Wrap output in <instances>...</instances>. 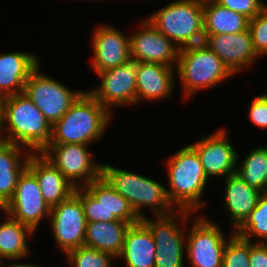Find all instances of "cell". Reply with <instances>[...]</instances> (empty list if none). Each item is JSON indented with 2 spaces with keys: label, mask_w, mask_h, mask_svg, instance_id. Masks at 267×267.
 Segmentation results:
<instances>
[{
  "label": "cell",
  "mask_w": 267,
  "mask_h": 267,
  "mask_svg": "<svg viewBox=\"0 0 267 267\" xmlns=\"http://www.w3.org/2000/svg\"><path fill=\"white\" fill-rule=\"evenodd\" d=\"M252 44L259 57L267 55V5L253 19L249 20Z\"/></svg>",
  "instance_id": "1f68e13d"
},
{
  "label": "cell",
  "mask_w": 267,
  "mask_h": 267,
  "mask_svg": "<svg viewBox=\"0 0 267 267\" xmlns=\"http://www.w3.org/2000/svg\"><path fill=\"white\" fill-rule=\"evenodd\" d=\"M101 176L128 201L140 220L146 216L141 212L144 206L155 216L170 215L177 210L168 198L167 187L159 181L106 163H102Z\"/></svg>",
  "instance_id": "277c9868"
},
{
  "label": "cell",
  "mask_w": 267,
  "mask_h": 267,
  "mask_svg": "<svg viewBox=\"0 0 267 267\" xmlns=\"http://www.w3.org/2000/svg\"><path fill=\"white\" fill-rule=\"evenodd\" d=\"M204 35L235 34L249 28V18L220 6L214 0H203Z\"/></svg>",
  "instance_id": "4316f807"
},
{
  "label": "cell",
  "mask_w": 267,
  "mask_h": 267,
  "mask_svg": "<svg viewBox=\"0 0 267 267\" xmlns=\"http://www.w3.org/2000/svg\"><path fill=\"white\" fill-rule=\"evenodd\" d=\"M267 99V93L262 94Z\"/></svg>",
  "instance_id": "74e56055"
},
{
  "label": "cell",
  "mask_w": 267,
  "mask_h": 267,
  "mask_svg": "<svg viewBox=\"0 0 267 267\" xmlns=\"http://www.w3.org/2000/svg\"><path fill=\"white\" fill-rule=\"evenodd\" d=\"M130 223L121 220L112 222H90L86 225L84 245L99 251L119 256Z\"/></svg>",
  "instance_id": "d4e9b609"
},
{
  "label": "cell",
  "mask_w": 267,
  "mask_h": 267,
  "mask_svg": "<svg viewBox=\"0 0 267 267\" xmlns=\"http://www.w3.org/2000/svg\"><path fill=\"white\" fill-rule=\"evenodd\" d=\"M142 63L130 57L123 65L97 73L101 83L88 92L111 114L115 107L136 105V76Z\"/></svg>",
  "instance_id": "8fae6325"
},
{
  "label": "cell",
  "mask_w": 267,
  "mask_h": 267,
  "mask_svg": "<svg viewBox=\"0 0 267 267\" xmlns=\"http://www.w3.org/2000/svg\"><path fill=\"white\" fill-rule=\"evenodd\" d=\"M224 209L229 211L234 232L245 222L250 213L257 206L262 192L249 186L236 173L228 175L225 179Z\"/></svg>",
  "instance_id": "7402d4cb"
},
{
  "label": "cell",
  "mask_w": 267,
  "mask_h": 267,
  "mask_svg": "<svg viewBox=\"0 0 267 267\" xmlns=\"http://www.w3.org/2000/svg\"><path fill=\"white\" fill-rule=\"evenodd\" d=\"M220 6L243 14L249 19L256 17L267 5L262 0H214Z\"/></svg>",
  "instance_id": "d6a6232c"
},
{
  "label": "cell",
  "mask_w": 267,
  "mask_h": 267,
  "mask_svg": "<svg viewBox=\"0 0 267 267\" xmlns=\"http://www.w3.org/2000/svg\"><path fill=\"white\" fill-rule=\"evenodd\" d=\"M239 164V165H238ZM236 174L249 186L267 192V146L252 149L242 162L237 163Z\"/></svg>",
  "instance_id": "83f0119b"
},
{
  "label": "cell",
  "mask_w": 267,
  "mask_h": 267,
  "mask_svg": "<svg viewBox=\"0 0 267 267\" xmlns=\"http://www.w3.org/2000/svg\"><path fill=\"white\" fill-rule=\"evenodd\" d=\"M2 267H41L33 264H25V263H14V264H3Z\"/></svg>",
  "instance_id": "8d00e7d4"
},
{
  "label": "cell",
  "mask_w": 267,
  "mask_h": 267,
  "mask_svg": "<svg viewBox=\"0 0 267 267\" xmlns=\"http://www.w3.org/2000/svg\"><path fill=\"white\" fill-rule=\"evenodd\" d=\"M39 64V59L29 52L0 53V96L23 93L25 82Z\"/></svg>",
  "instance_id": "44dd1931"
},
{
  "label": "cell",
  "mask_w": 267,
  "mask_h": 267,
  "mask_svg": "<svg viewBox=\"0 0 267 267\" xmlns=\"http://www.w3.org/2000/svg\"><path fill=\"white\" fill-rule=\"evenodd\" d=\"M191 214L193 212L189 210H176L170 215L155 216L154 219L145 216L141 219L155 241V267H184L187 237L185 224L189 222Z\"/></svg>",
  "instance_id": "52a82bcc"
},
{
  "label": "cell",
  "mask_w": 267,
  "mask_h": 267,
  "mask_svg": "<svg viewBox=\"0 0 267 267\" xmlns=\"http://www.w3.org/2000/svg\"><path fill=\"white\" fill-rule=\"evenodd\" d=\"M156 245L149 228L140 220L128 228L118 259L125 267H155Z\"/></svg>",
  "instance_id": "cb8c5ba5"
},
{
  "label": "cell",
  "mask_w": 267,
  "mask_h": 267,
  "mask_svg": "<svg viewBox=\"0 0 267 267\" xmlns=\"http://www.w3.org/2000/svg\"><path fill=\"white\" fill-rule=\"evenodd\" d=\"M248 117L258 128L267 129V99L262 94L251 100Z\"/></svg>",
  "instance_id": "836d02e7"
},
{
  "label": "cell",
  "mask_w": 267,
  "mask_h": 267,
  "mask_svg": "<svg viewBox=\"0 0 267 267\" xmlns=\"http://www.w3.org/2000/svg\"><path fill=\"white\" fill-rule=\"evenodd\" d=\"M166 161L169 186L166 191L175 209L192 212L204 209L207 203L202 201V195L209 179L197 151L188 144Z\"/></svg>",
  "instance_id": "7a4b0ae2"
},
{
  "label": "cell",
  "mask_w": 267,
  "mask_h": 267,
  "mask_svg": "<svg viewBox=\"0 0 267 267\" xmlns=\"http://www.w3.org/2000/svg\"><path fill=\"white\" fill-rule=\"evenodd\" d=\"M81 200L87 223L124 221L131 225L140 221L128 201L100 176L74 192Z\"/></svg>",
  "instance_id": "ba28073f"
},
{
  "label": "cell",
  "mask_w": 267,
  "mask_h": 267,
  "mask_svg": "<svg viewBox=\"0 0 267 267\" xmlns=\"http://www.w3.org/2000/svg\"><path fill=\"white\" fill-rule=\"evenodd\" d=\"M88 145L49 144L41 153L76 187H85L101 176L102 163L93 159Z\"/></svg>",
  "instance_id": "7c38bea8"
},
{
  "label": "cell",
  "mask_w": 267,
  "mask_h": 267,
  "mask_svg": "<svg viewBox=\"0 0 267 267\" xmlns=\"http://www.w3.org/2000/svg\"><path fill=\"white\" fill-rule=\"evenodd\" d=\"M235 234L246 241L256 238V243H267V192L260 195L257 206Z\"/></svg>",
  "instance_id": "f1b7e54d"
},
{
  "label": "cell",
  "mask_w": 267,
  "mask_h": 267,
  "mask_svg": "<svg viewBox=\"0 0 267 267\" xmlns=\"http://www.w3.org/2000/svg\"><path fill=\"white\" fill-rule=\"evenodd\" d=\"M27 168L36 176L50 208L68 199L76 187L42 153H31Z\"/></svg>",
  "instance_id": "d6986e66"
},
{
  "label": "cell",
  "mask_w": 267,
  "mask_h": 267,
  "mask_svg": "<svg viewBox=\"0 0 267 267\" xmlns=\"http://www.w3.org/2000/svg\"><path fill=\"white\" fill-rule=\"evenodd\" d=\"M112 115L88 90H85L63 117L52 126L49 144L91 145L105 135Z\"/></svg>",
  "instance_id": "3957f363"
},
{
  "label": "cell",
  "mask_w": 267,
  "mask_h": 267,
  "mask_svg": "<svg viewBox=\"0 0 267 267\" xmlns=\"http://www.w3.org/2000/svg\"><path fill=\"white\" fill-rule=\"evenodd\" d=\"M31 153L23 146L0 141V210L12 199L19 176L27 168Z\"/></svg>",
  "instance_id": "603a6c76"
},
{
  "label": "cell",
  "mask_w": 267,
  "mask_h": 267,
  "mask_svg": "<svg viewBox=\"0 0 267 267\" xmlns=\"http://www.w3.org/2000/svg\"><path fill=\"white\" fill-rule=\"evenodd\" d=\"M176 71L186 100L200 90L218 86L234 76L221 58L204 42L180 48Z\"/></svg>",
  "instance_id": "8992f818"
},
{
  "label": "cell",
  "mask_w": 267,
  "mask_h": 267,
  "mask_svg": "<svg viewBox=\"0 0 267 267\" xmlns=\"http://www.w3.org/2000/svg\"><path fill=\"white\" fill-rule=\"evenodd\" d=\"M186 237V259L191 267H222L228 239L221 227L206 217L191 221Z\"/></svg>",
  "instance_id": "9c48e42d"
},
{
  "label": "cell",
  "mask_w": 267,
  "mask_h": 267,
  "mask_svg": "<svg viewBox=\"0 0 267 267\" xmlns=\"http://www.w3.org/2000/svg\"><path fill=\"white\" fill-rule=\"evenodd\" d=\"M48 220L61 252L66 254L84 245L87 221L83 204L75 193L52 207Z\"/></svg>",
  "instance_id": "5bb4252c"
},
{
  "label": "cell",
  "mask_w": 267,
  "mask_h": 267,
  "mask_svg": "<svg viewBox=\"0 0 267 267\" xmlns=\"http://www.w3.org/2000/svg\"><path fill=\"white\" fill-rule=\"evenodd\" d=\"M2 113H3V97L0 96V141L4 140L3 134V119H2ZM2 132V133H1Z\"/></svg>",
  "instance_id": "d590c367"
},
{
  "label": "cell",
  "mask_w": 267,
  "mask_h": 267,
  "mask_svg": "<svg viewBox=\"0 0 267 267\" xmlns=\"http://www.w3.org/2000/svg\"><path fill=\"white\" fill-rule=\"evenodd\" d=\"M92 35V70L97 74L125 64L131 57L130 35L124 36L113 25L96 26Z\"/></svg>",
  "instance_id": "e0dca14e"
},
{
  "label": "cell",
  "mask_w": 267,
  "mask_h": 267,
  "mask_svg": "<svg viewBox=\"0 0 267 267\" xmlns=\"http://www.w3.org/2000/svg\"><path fill=\"white\" fill-rule=\"evenodd\" d=\"M213 133L190 145L197 151L208 179H225L228 175L236 173L239 156L232 141L227 138L225 128Z\"/></svg>",
  "instance_id": "9a60e30c"
},
{
  "label": "cell",
  "mask_w": 267,
  "mask_h": 267,
  "mask_svg": "<svg viewBox=\"0 0 267 267\" xmlns=\"http://www.w3.org/2000/svg\"><path fill=\"white\" fill-rule=\"evenodd\" d=\"M130 36L131 57L146 63L176 67L179 48L160 33L146 18Z\"/></svg>",
  "instance_id": "2e32d148"
},
{
  "label": "cell",
  "mask_w": 267,
  "mask_h": 267,
  "mask_svg": "<svg viewBox=\"0 0 267 267\" xmlns=\"http://www.w3.org/2000/svg\"><path fill=\"white\" fill-rule=\"evenodd\" d=\"M250 241L234 234L226 243L222 267H250Z\"/></svg>",
  "instance_id": "4dcf8cb0"
},
{
  "label": "cell",
  "mask_w": 267,
  "mask_h": 267,
  "mask_svg": "<svg viewBox=\"0 0 267 267\" xmlns=\"http://www.w3.org/2000/svg\"><path fill=\"white\" fill-rule=\"evenodd\" d=\"M204 44L221 58L235 76L259 58L253 48L249 29L235 34L204 35Z\"/></svg>",
  "instance_id": "ac0fdd59"
},
{
  "label": "cell",
  "mask_w": 267,
  "mask_h": 267,
  "mask_svg": "<svg viewBox=\"0 0 267 267\" xmlns=\"http://www.w3.org/2000/svg\"><path fill=\"white\" fill-rule=\"evenodd\" d=\"M39 66L25 82L24 92L52 126L63 117L84 91L73 92L62 82L40 72Z\"/></svg>",
  "instance_id": "30bf717a"
},
{
  "label": "cell",
  "mask_w": 267,
  "mask_h": 267,
  "mask_svg": "<svg viewBox=\"0 0 267 267\" xmlns=\"http://www.w3.org/2000/svg\"><path fill=\"white\" fill-rule=\"evenodd\" d=\"M2 119L4 141L32 153H41L49 145L52 124L25 93L3 98Z\"/></svg>",
  "instance_id": "6da1fadb"
},
{
  "label": "cell",
  "mask_w": 267,
  "mask_h": 267,
  "mask_svg": "<svg viewBox=\"0 0 267 267\" xmlns=\"http://www.w3.org/2000/svg\"><path fill=\"white\" fill-rule=\"evenodd\" d=\"M0 211L34 232L44 216L45 219L50 216L51 208L42 196L36 176L28 168L19 176L12 199Z\"/></svg>",
  "instance_id": "4fadbf2b"
},
{
  "label": "cell",
  "mask_w": 267,
  "mask_h": 267,
  "mask_svg": "<svg viewBox=\"0 0 267 267\" xmlns=\"http://www.w3.org/2000/svg\"><path fill=\"white\" fill-rule=\"evenodd\" d=\"M250 267H267V243L250 242Z\"/></svg>",
  "instance_id": "e575fe53"
},
{
  "label": "cell",
  "mask_w": 267,
  "mask_h": 267,
  "mask_svg": "<svg viewBox=\"0 0 267 267\" xmlns=\"http://www.w3.org/2000/svg\"><path fill=\"white\" fill-rule=\"evenodd\" d=\"M145 18L179 49L204 42L203 0H172Z\"/></svg>",
  "instance_id": "5b68a950"
},
{
  "label": "cell",
  "mask_w": 267,
  "mask_h": 267,
  "mask_svg": "<svg viewBox=\"0 0 267 267\" xmlns=\"http://www.w3.org/2000/svg\"><path fill=\"white\" fill-rule=\"evenodd\" d=\"M0 223V263L7 260L19 261L26 259L31 254L27 239L34 235V231L9 215H5ZM26 257V258H25Z\"/></svg>",
  "instance_id": "484cf974"
},
{
  "label": "cell",
  "mask_w": 267,
  "mask_h": 267,
  "mask_svg": "<svg viewBox=\"0 0 267 267\" xmlns=\"http://www.w3.org/2000/svg\"><path fill=\"white\" fill-rule=\"evenodd\" d=\"M65 256L71 267H111L116 259L112 254L85 245L70 250Z\"/></svg>",
  "instance_id": "f546056e"
},
{
  "label": "cell",
  "mask_w": 267,
  "mask_h": 267,
  "mask_svg": "<svg viewBox=\"0 0 267 267\" xmlns=\"http://www.w3.org/2000/svg\"><path fill=\"white\" fill-rule=\"evenodd\" d=\"M176 68L143 62L136 76V104L167 99L175 89Z\"/></svg>",
  "instance_id": "ffe728a7"
}]
</instances>
